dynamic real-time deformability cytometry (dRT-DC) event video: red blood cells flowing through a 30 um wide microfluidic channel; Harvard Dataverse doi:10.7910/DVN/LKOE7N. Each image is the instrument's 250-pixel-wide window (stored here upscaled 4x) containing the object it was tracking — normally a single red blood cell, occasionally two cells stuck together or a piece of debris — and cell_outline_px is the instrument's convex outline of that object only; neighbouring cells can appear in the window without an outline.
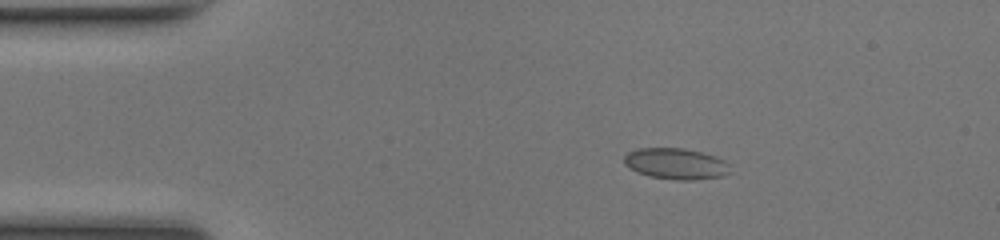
{"species": "common noctule bat (a hibernating species)", "species_latin": "Nyctalus noctula", "temperature_condition": "room temperature", "stored_images_in_passage": 23, "camera_frame_rate_fps": 3000, "um_per_image_px": 0.085, "animal": {"sex": "female", "body_mass_g": 17.0, "forearm_length_mm": 48.0}, "frame": {"image": 1, "passage_image": 1, "time_ms": 0.0, "image_size_px": [1000, 240], "cell_outline_px": [[732, 172], [724, 176], [692, 180], [676, 180], [648, 176], [636, 172], [628, 168], [624, 164], [624, 156], [628, 152], [636, 148], [684, 148], [716, 156], [724, 160], [728, 164]], "centroid_in_image_um": [57.44, 13.92], "position_along_channel_um": 27.6, "area_um2": 19.48}}
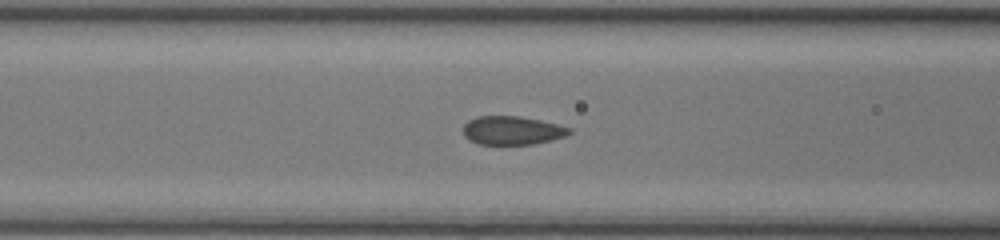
{"frame": {"image": 2, "passage_image": 12, "time_ms": 3.667, "image_size_px": [1000, 240], "cell_outline_px": [[572, 132], [564, 136], [552, 140], [532, 144], [480, 144], [468, 140], [464, 136], [464, 124], [468, 120], [476, 116], [520, 116], [540, 120], [572, 128]], "centroid_in_image_um": [43.52, 11.08], "position_along_channel_um": 123.1, "area_um2": 17.69}}
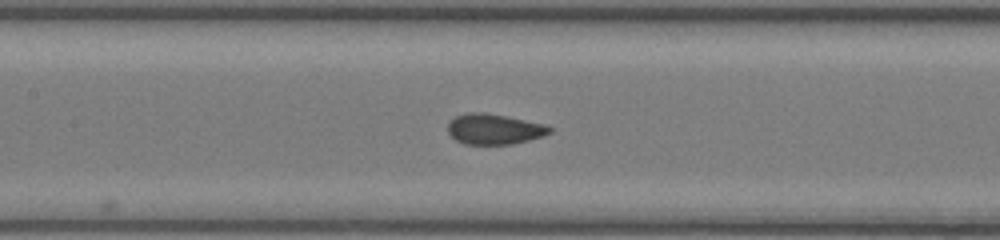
{"frame": {"image": 3, "passage_image": 15, "time_ms": 4.667, "image_size_px": [1000, 240], "cell_outline_px": [[552, 132], [544, 136], [512, 144], [464, 144], [456, 140], [448, 132], [448, 124], [456, 116], [468, 112], [484, 112], [544, 124], [552, 128]], "centroid_in_image_um": [42.01, 10.98], "position_along_channel_um": 165.4, "area_um2": 17.92}}